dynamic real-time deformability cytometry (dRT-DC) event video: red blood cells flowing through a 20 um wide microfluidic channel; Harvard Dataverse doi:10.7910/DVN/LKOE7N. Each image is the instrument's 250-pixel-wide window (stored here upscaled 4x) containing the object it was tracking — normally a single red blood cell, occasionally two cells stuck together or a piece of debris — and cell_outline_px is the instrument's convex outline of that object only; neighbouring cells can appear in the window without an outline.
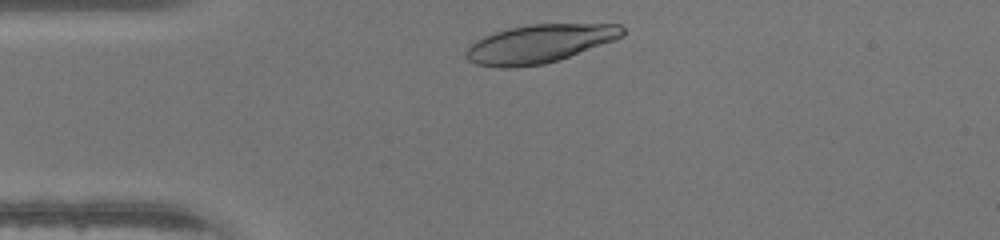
{"species": "human", "species_latin": "Homo sapiens", "temperature_condition": "warm", "stored_images_in_passage": 29, "camera_frame_rate_fps": 3000, "um_per_image_px": 0.085, "donor": {"sex": "male"}, "frame": {"image": 1, "passage_image": 2, "time_ms": 0.333, "image_size_px": [1000, 240], "cell_outline_px": [[624, 36], [560, 60], [544, 64], [516, 68], [500, 68], [476, 64], [468, 60], [464, 56], [464, 52], [476, 40], [484, 36], [508, 28], [528, 24], [620, 24], [624, 28]], "centroid_in_image_um": [45.83, 3.73], "position_along_channel_um": 39.2, "area_um2": 35.08}}
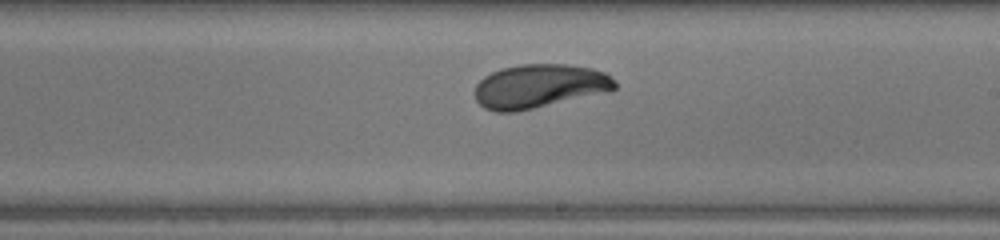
{"frame": {"image": 2, "passage_image": 18, "time_ms": 5.667, "image_size_px": [1000, 240], "cell_outline_px": [[616, 88], [608, 92], [516, 112], [496, 112], [484, 108], [476, 100], [476, 84], [484, 76], [500, 68], [520, 64], [564, 64], [592, 68], [604, 72], [616, 80]], "centroid_in_image_um": [45.85, 7.32], "position_along_channel_um": 243.2, "area_um2": 35.89}}
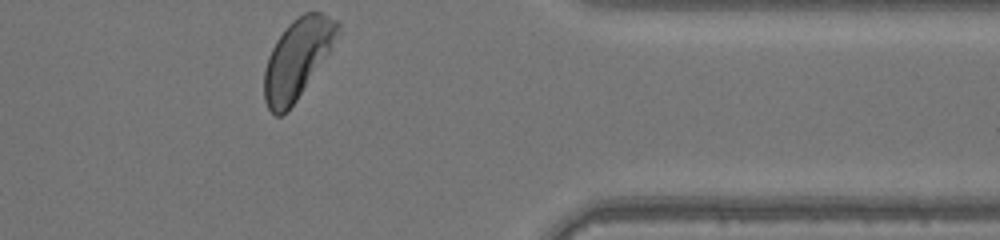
{"frame": {"image": 3, "passage_image": 29, "time_ms": 9.333, "image_size_px": [1000, 240], "cell_outline_px": [[340, 28], [328, 52], [288, 112], [280, 116], [276, 116], [268, 108], [264, 100], [264, 72], [268, 56], [276, 40], [284, 28], [292, 20], [304, 12], [320, 12], [336, 20], [340, 24]], "centroid_in_image_um": [25.23, 4.99], "position_along_channel_um": 386.2, "area_um2": 33.35}}